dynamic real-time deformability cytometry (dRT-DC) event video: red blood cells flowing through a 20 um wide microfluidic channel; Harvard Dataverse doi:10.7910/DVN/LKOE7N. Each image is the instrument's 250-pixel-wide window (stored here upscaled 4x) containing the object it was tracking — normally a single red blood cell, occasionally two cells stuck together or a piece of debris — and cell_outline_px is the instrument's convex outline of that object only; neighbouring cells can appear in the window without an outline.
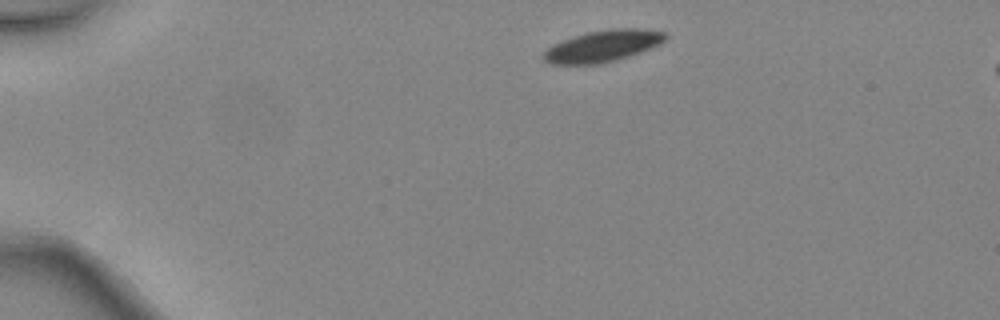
{"species": "common noctule bat (a hibernating species)", "species_latin": "Nyctalus noctula", "temperature_condition": "warm", "stored_images_in_passage": 3, "camera_frame_rate_fps": 3000, "um_per_image_px": 0.085, "animal": {"sex": "female", "body_mass_g": 24.6, "forearm_length_mm": 56.2}, "frame": {"image": 1, "passage_image": 1, "time_ms": 0.0, "image_size_px": [1000, 320], "cell_outline_px": [[668, 36], [660, 44], [640, 52], [616, 60], [596, 64], [552, 64], [544, 60], [544, 52], [552, 44], [572, 36], [588, 32], [612, 28], [644, 28], [668, 32]], "centroid_in_image_um": [51.27, 3.89], "position_along_channel_um": 33.7, "area_um2": 22.48}}